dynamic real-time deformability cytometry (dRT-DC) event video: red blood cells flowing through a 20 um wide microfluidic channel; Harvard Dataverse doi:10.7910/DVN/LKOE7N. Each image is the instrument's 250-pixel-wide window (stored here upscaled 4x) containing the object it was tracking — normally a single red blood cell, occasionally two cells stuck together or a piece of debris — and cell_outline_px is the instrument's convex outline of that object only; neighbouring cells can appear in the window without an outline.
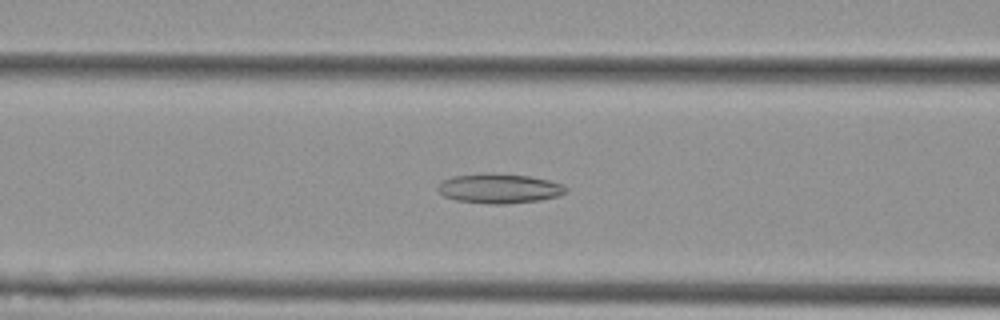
{"species": "Egyptian fruit bat (a non-hibernating species)", "species_latin": "Rousettus aegyptiacus", "temperature_condition": "cold", "stored_images_in_passage": 53, "camera_frame_rate_fps": 3000, "um_per_image_px": 0.085, "animal": {"sex": "female"}, "frame": {"image": 1, "passage_image": 21, "time_ms": 6.667, "image_size_px": [1000, 320], "cell_outline_px": [[568, 188], [564, 192], [556, 196], [540, 200], [504, 204], [488, 204], [456, 200], [444, 196], [436, 188], [444, 180], [452, 176], [484, 172], [528, 176], [548, 180], [560, 184]], "centroid_in_image_um": [42.39, 16.01], "position_along_channel_um": 124.2, "area_um2": 21.96}}
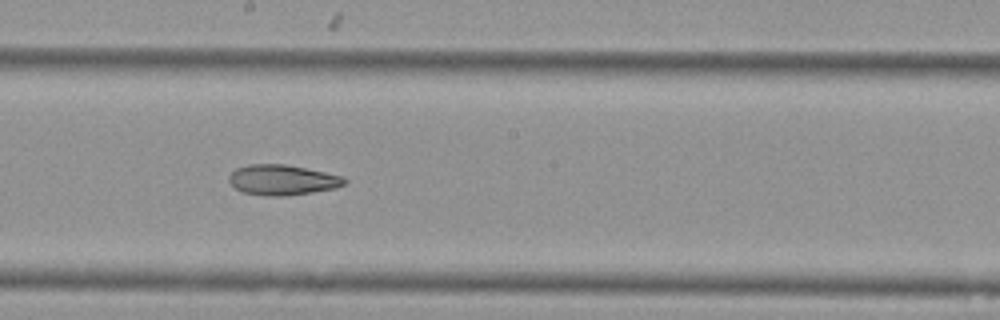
{"frame": {"image": 2, "passage_image": 29, "time_ms": 9.333, "image_size_px": [1000, 320], "cell_outline_px": [[348, 180], [344, 184], [336, 188], [312, 192], [284, 196], [272, 196], [244, 192], [236, 188], [228, 180], [228, 176], [236, 168], [248, 164], [284, 164], [324, 172], [340, 176]], "centroid_in_image_um": [23.98, 15.29], "position_along_channel_um": 224.2, "area_um2": 20.11}}
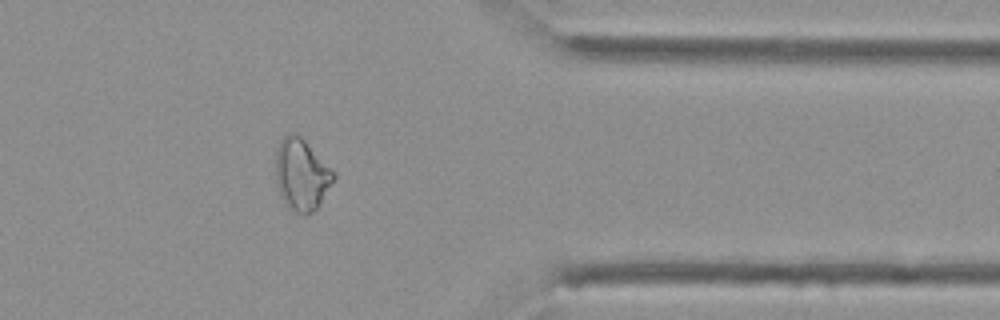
{"frame": {"image": 3, "passage_image": 43, "time_ms": 14.0, "image_size_px": [1000, 320], "cell_outline_px": [[336, 176], [316, 208], [312, 212], [304, 216], [288, 208], [280, 196], [276, 184], [276, 148], [280, 140], [288, 132], [292, 132], [300, 136], [336, 172]], "centroid_in_image_um": [25.61, 14.83], "position_along_channel_um": 385.8, "area_um2": 24.22}, "authors_computed_cell_mechanics": {"area_um2": 24.7384, "velocity_mm_per_s": 3.7581, "shape_relaxation_time_tau1_ms": null, "shape_relaxation_time_tau2_ms": 5.0738, "deformation_change_tau1": null, "deformation_change_tau2": 0.1303}}